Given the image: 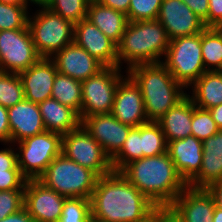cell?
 Wrapping results in <instances>:
<instances>
[{
    "instance_id": "6da1fadb",
    "label": "cell",
    "mask_w": 222,
    "mask_h": 222,
    "mask_svg": "<svg viewBox=\"0 0 222 222\" xmlns=\"http://www.w3.org/2000/svg\"><path fill=\"white\" fill-rule=\"evenodd\" d=\"M155 207L119 171L98 177L90 198L91 216L104 222H138Z\"/></svg>"
},
{
    "instance_id": "7a4b0ae2",
    "label": "cell",
    "mask_w": 222,
    "mask_h": 222,
    "mask_svg": "<svg viewBox=\"0 0 222 222\" xmlns=\"http://www.w3.org/2000/svg\"><path fill=\"white\" fill-rule=\"evenodd\" d=\"M119 172L156 206H170L188 186L167 152L133 160Z\"/></svg>"
},
{
    "instance_id": "3957f363",
    "label": "cell",
    "mask_w": 222,
    "mask_h": 222,
    "mask_svg": "<svg viewBox=\"0 0 222 222\" xmlns=\"http://www.w3.org/2000/svg\"><path fill=\"white\" fill-rule=\"evenodd\" d=\"M139 85L148 121H158L169 109L181 101L187 93L162 63L139 64L127 70Z\"/></svg>"
},
{
    "instance_id": "277c9868",
    "label": "cell",
    "mask_w": 222,
    "mask_h": 222,
    "mask_svg": "<svg viewBox=\"0 0 222 222\" xmlns=\"http://www.w3.org/2000/svg\"><path fill=\"white\" fill-rule=\"evenodd\" d=\"M170 39L162 24L155 20L128 22L117 44L118 67L122 60L129 66L126 70L139 64L161 63Z\"/></svg>"
},
{
    "instance_id": "5b68a950",
    "label": "cell",
    "mask_w": 222,
    "mask_h": 222,
    "mask_svg": "<svg viewBox=\"0 0 222 222\" xmlns=\"http://www.w3.org/2000/svg\"><path fill=\"white\" fill-rule=\"evenodd\" d=\"M98 176L88 168L68 159L62 153L57 156L38 178L45 186L67 198L90 199Z\"/></svg>"
},
{
    "instance_id": "8992f818",
    "label": "cell",
    "mask_w": 222,
    "mask_h": 222,
    "mask_svg": "<svg viewBox=\"0 0 222 222\" xmlns=\"http://www.w3.org/2000/svg\"><path fill=\"white\" fill-rule=\"evenodd\" d=\"M28 18V29L37 53L51 58L66 45L74 42L75 25L46 6Z\"/></svg>"
},
{
    "instance_id": "52a82bcc",
    "label": "cell",
    "mask_w": 222,
    "mask_h": 222,
    "mask_svg": "<svg viewBox=\"0 0 222 222\" xmlns=\"http://www.w3.org/2000/svg\"><path fill=\"white\" fill-rule=\"evenodd\" d=\"M162 64L174 79L185 88L190 87L205 71L201 33L170 40Z\"/></svg>"
},
{
    "instance_id": "ba28073f",
    "label": "cell",
    "mask_w": 222,
    "mask_h": 222,
    "mask_svg": "<svg viewBox=\"0 0 222 222\" xmlns=\"http://www.w3.org/2000/svg\"><path fill=\"white\" fill-rule=\"evenodd\" d=\"M18 144L17 160L21 174L27 180L38 179L48 165L61 154L62 135L45 131Z\"/></svg>"
},
{
    "instance_id": "9c48e42d",
    "label": "cell",
    "mask_w": 222,
    "mask_h": 222,
    "mask_svg": "<svg viewBox=\"0 0 222 222\" xmlns=\"http://www.w3.org/2000/svg\"><path fill=\"white\" fill-rule=\"evenodd\" d=\"M118 66L104 67L82 81V111L80 119L96 114L111 113L119 81L124 77Z\"/></svg>"
},
{
    "instance_id": "30bf717a",
    "label": "cell",
    "mask_w": 222,
    "mask_h": 222,
    "mask_svg": "<svg viewBox=\"0 0 222 222\" xmlns=\"http://www.w3.org/2000/svg\"><path fill=\"white\" fill-rule=\"evenodd\" d=\"M61 153L68 159L90 169L98 177L113 171L111 159L82 125L62 135Z\"/></svg>"
},
{
    "instance_id": "8fae6325",
    "label": "cell",
    "mask_w": 222,
    "mask_h": 222,
    "mask_svg": "<svg viewBox=\"0 0 222 222\" xmlns=\"http://www.w3.org/2000/svg\"><path fill=\"white\" fill-rule=\"evenodd\" d=\"M41 58L28 28L0 31V71L19 74Z\"/></svg>"
},
{
    "instance_id": "7c38bea8",
    "label": "cell",
    "mask_w": 222,
    "mask_h": 222,
    "mask_svg": "<svg viewBox=\"0 0 222 222\" xmlns=\"http://www.w3.org/2000/svg\"><path fill=\"white\" fill-rule=\"evenodd\" d=\"M66 198L38 179H30L25 183L24 207L35 222H58Z\"/></svg>"
},
{
    "instance_id": "4fadbf2b",
    "label": "cell",
    "mask_w": 222,
    "mask_h": 222,
    "mask_svg": "<svg viewBox=\"0 0 222 222\" xmlns=\"http://www.w3.org/2000/svg\"><path fill=\"white\" fill-rule=\"evenodd\" d=\"M81 125L101 145L110 159L120 151L133 128L118 121L111 113L84 117Z\"/></svg>"
},
{
    "instance_id": "5bb4252c",
    "label": "cell",
    "mask_w": 222,
    "mask_h": 222,
    "mask_svg": "<svg viewBox=\"0 0 222 222\" xmlns=\"http://www.w3.org/2000/svg\"><path fill=\"white\" fill-rule=\"evenodd\" d=\"M126 75L117 86L111 114L123 124L138 127L149 121L141 89L129 74Z\"/></svg>"
},
{
    "instance_id": "9a60e30c",
    "label": "cell",
    "mask_w": 222,
    "mask_h": 222,
    "mask_svg": "<svg viewBox=\"0 0 222 222\" xmlns=\"http://www.w3.org/2000/svg\"><path fill=\"white\" fill-rule=\"evenodd\" d=\"M157 19L170 40L199 34L206 28L204 22L182 0H163Z\"/></svg>"
},
{
    "instance_id": "2e32d148",
    "label": "cell",
    "mask_w": 222,
    "mask_h": 222,
    "mask_svg": "<svg viewBox=\"0 0 222 222\" xmlns=\"http://www.w3.org/2000/svg\"><path fill=\"white\" fill-rule=\"evenodd\" d=\"M74 43L105 67L118 66L117 45L89 20L84 19L75 24Z\"/></svg>"
},
{
    "instance_id": "e0dca14e",
    "label": "cell",
    "mask_w": 222,
    "mask_h": 222,
    "mask_svg": "<svg viewBox=\"0 0 222 222\" xmlns=\"http://www.w3.org/2000/svg\"><path fill=\"white\" fill-rule=\"evenodd\" d=\"M50 59L55 63L58 72L81 82L105 67L74 42L56 52Z\"/></svg>"
},
{
    "instance_id": "ac0fdd59",
    "label": "cell",
    "mask_w": 222,
    "mask_h": 222,
    "mask_svg": "<svg viewBox=\"0 0 222 222\" xmlns=\"http://www.w3.org/2000/svg\"><path fill=\"white\" fill-rule=\"evenodd\" d=\"M202 149L203 142L192 135L167 143V153L174 162L176 170L187 185L201 170Z\"/></svg>"
},
{
    "instance_id": "d6986e66",
    "label": "cell",
    "mask_w": 222,
    "mask_h": 222,
    "mask_svg": "<svg viewBox=\"0 0 222 222\" xmlns=\"http://www.w3.org/2000/svg\"><path fill=\"white\" fill-rule=\"evenodd\" d=\"M57 72L56 65L50 58H41L27 70L20 72L25 99L33 103L50 99Z\"/></svg>"
},
{
    "instance_id": "ffe728a7",
    "label": "cell",
    "mask_w": 222,
    "mask_h": 222,
    "mask_svg": "<svg viewBox=\"0 0 222 222\" xmlns=\"http://www.w3.org/2000/svg\"><path fill=\"white\" fill-rule=\"evenodd\" d=\"M183 222H212L215 205L206 188L187 186L170 205Z\"/></svg>"
},
{
    "instance_id": "44dd1931",
    "label": "cell",
    "mask_w": 222,
    "mask_h": 222,
    "mask_svg": "<svg viewBox=\"0 0 222 222\" xmlns=\"http://www.w3.org/2000/svg\"><path fill=\"white\" fill-rule=\"evenodd\" d=\"M8 110L10 144L46 131L38 103L23 99Z\"/></svg>"
},
{
    "instance_id": "7402d4cb",
    "label": "cell",
    "mask_w": 222,
    "mask_h": 222,
    "mask_svg": "<svg viewBox=\"0 0 222 222\" xmlns=\"http://www.w3.org/2000/svg\"><path fill=\"white\" fill-rule=\"evenodd\" d=\"M202 167L188 184L193 188H207L222 179V129L203 141Z\"/></svg>"
},
{
    "instance_id": "603a6c76",
    "label": "cell",
    "mask_w": 222,
    "mask_h": 222,
    "mask_svg": "<svg viewBox=\"0 0 222 222\" xmlns=\"http://www.w3.org/2000/svg\"><path fill=\"white\" fill-rule=\"evenodd\" d=\"M193 106L194 102L187 94L156 121L162 129L167 143L191 136Z\"/></svg>"
},
{
    "instance_id": "cb8c5ba5",
    "label": "cell",
    "mask_w": 222,
    "mask_h": 222,
    "mask_svg": "<svg viewBox=\"0 0 222 222\" xmlns=\"http://www.w3.org/2000/svg\"><path fill=\"white\" fill-rule=\"evenodd\" d=\"M38 106L46 131L64 135L81 126L79 114L55 99H47Z\"/></svg>"
},
{
    "instance_id": "d4e9b609",
    "label": "cell",
    "mask_w": 222,
    "mask_h": 222,
    "mask_svg": "<svg viewBox=\"0 0 222 222\" xmlns=\"http://www.w3.org/2000/svg\"><path fill=\"white\" fill-rule=\"evenodd\" d=\"M86 19L94 24L116 45L120 42L128 24L125 13L104 6L96 0L90 1Z\"/></svg>"
},
{
    "instance_id": "484cf974",
    "label": "cell",
    "mask_w": 222,
    "mask_h": 222,
    "mask_svg": "<svg viewBox=\"0 0 222 222\" xmlns=\"http://www.w3.org/2000/svg\"><path fill=\"white\" fill-rule=\"evenodd\" d=\"M193 94L189 97L201 109H210L222 104V74L205 71L192 85Z\"/></svg>"
},
{
    "instance_id": "4316f807",
    "label": "cell",
    "mask_w": 222,
    "mask_h": 222,
    "mask_svg": "<svg viewBox=\"0 0 222 222\" xmlns=\"http://www.w3.org/2000/svg\"><path fill=\"white\" fill-rule=\"evenodd\" d=\"M51 98L74 109L80 115L82 111V82L57 72Z\"/></svg>"
},
{
    "instance_id": "83f0119b",
    "label": "cell",
    "mask_w": 222,
    "mask_h": 222,
    "mask_svg": "<svg viewBox=\"0 0 222 222\" xmlns=\"http://www.w3.org/2000/svg\"><path fill=\"white\" fill-rule=\"evenodd\" d=\"M201 48L206 71H216L222 61V27H206L201 32Z\"/></svg>"
},
{
    "instance_id": "f1b7e54d",
    "label": "cell",
    "mask_w": 222,
    "mask_h": 222,
    "mask_svg": "<svg viewBox=\"0 0 222 222\" xmlns=\"http://www.w3.org/2000/svg\"><path fill=\"white\" fill-rule=\"evenodd\" d=\"M141 150L142 158L167 152V142L157 122L149 121L141 125Z\"/></svg>"
},
{
    "instance_id": "f546056e",
    "label": "cell",
    "mask_w": 222,
    "mask_h": 222,
    "mask_svg": "<svg viewBox=\"0 0 222 222\" xmlns=\"http://www.w3.org/2000/svg\"><path fill=\"white\" fill-rule=\"evenodd\" d=\"M142 158L141 125L133 127L120 151L111 159L113 171H120L133 160Z\"/></svg>"
},
{
    "instance_id": "4dcf8cb0",
    "label": "cell",
    "mask_w": 222,
    "mask_h": 222,
    "mask_svg": "<svg viewBox=\"0 0 222 222\" xmlns=\"http://www.w3.org/2000/svg\"><path fill=\"white\" fill-rule=\"evenodd\" d=\"M25 98L19 74L0 71V105L10 108Z\"/></svg>"
},
{
    "instance_id": "1f68e13d",
    "label": "cell",
    "mask_w": 222,
    "mask_h": 222,
    "mask_svg": "<svg viewBox=\"0 0 222 222\" xmlns=\"http://www.w3.org/2000/svg\"><path fill=\"white\" fill-rule=\"evenodd\" d=\"M91 0H51L46 6L74 25L86 19Z\"/></svg>"
},
{
    "instance_id": "d6a6232c",
    "label": "cell",
    "mask_w": 222,
    "mask_h": 222,
    "mask_svg": "<svg viewBox=\"0 0 222 222\" xmlns=\"http://www.w3.org/2000/svg\"><path fill=\"white\" fill-rule=\"evenodd\" d=\"M28 6L0 2V31L28 28Z\"/></svg>"
},
{
    "instance_id": "836d02e7",
    "label": "cell",
    "mask_w": 222,
    "mask_h": 222,
    "mask_svg": "<svg viewBox=\"0 0 222 222\" xmlns=\"http://www.w3.org/2000/svg\"><path fill=\"white\" fill-rule=\"evenodd\" d=\"M191 130V135L203 142L220 129L217 127L209 110L201 109L194 105Z\"/></svg>"
},
{
    "instance_id": "e575fe53",
    "label": "cell",
    "mask_w": 222,
    "mask_h": 222,
    "mask_svg": "<svg viewBox=\"0 0 222 222\" xmlns=\"http://www.w3.org/2000/svg\"><path fill=\"white\" fill-rule=\"evenodd\" d=\"M91 216L90 199L66 198L58 222H86Z\"/></svg>"
},
{
    "instance_id": "d590c367",
    "label": "cell",
    "mask_w": 222,
    "mask_h": 222,
    "mask_svg": "<svg viewBox=\"0 0 222 222\" xmlns=\"http://www.w3.org/2000/svg\"><path fill=\"white\" fill-rule=\"evenodd\" d=\"M163 0H130L128 22L155 20L158 18Z\"/></svg>"
},
{
    "instance_id": "8d00e7d4",
    "label": "cell",
    "mask_w": 222,
    "mask_h": 222,
    "mask_svg": "<svg viewBox=\"0 0 222 222\" xmlns=\"http://www.w3.org/2000/svg\"><path fill=\"white\" fill-rule=\"evenodd\" d=\"M24 208V190L0 191V220Z\"/></svg>"
},
{
    "instance_id": "74e56055",
    "label": "cell",
    "mask_w": 222,
    "mask_h": 222,
    "mask_svg": "<svg viewBox=\"0 0 222 222\" xmlns=\"http://www.w3.org/2000/svg\"><path fill=\"white\" fill-rule=\"evenodd\" d=\"M26 181L20 170L0 172V191L24 190Z\"/></svg>"
},
{
    "instance_id": "f35d334b",
    "label": "cell",
    "mask_w": 222,
    "mask_h": 222,
    "mask_svg": "<svg viewBox=\"0 0 222 222\" xmlns=\"http://www.w3.org/2000/svg\"><path fill=\"white\" fill-rule=\"evenodd\" d=\"M6 170H20L17 153L11 147L0 150V172H5Z\"/></svg>"
},
{
    "instance_id": "ab89813d",
    "label": "cell",
    "mask_w": 222,
    "mask_h": 222,
    "mask_svg": "<svg viewBox=\"0 0 222 222\" xmlns=\"http://www.w3.org/2000/svg\"><path fill=\"white\" fill-rule=\"evenodd\" d=\"M208 27L209 0H182Z\"/></svg>"
},
{
    "instance_id": "60d3db41",
    "label": "cell",
    "mask_w": 222,
    "mask_h": 222,
    "mask_svg": "<svg viewBox=\"0 0 222 222\" xmlns=\"http://www.w3.org/2000/svg\"><path fill=\"white\" fill-rule=\"evenodd\" d=\"M208 27H222V0H209Z\"/></svg>"
},
{
    "instance_id": "b9f144b4",
    "label": "cell",
    "mask_w": 222,
    "mask_h": 222,
    "mask_svg": "<svg viewBox=\"0 0 222 222\" xmlns=\"http://www.w3.org/2000/svg\"><path fill=\"white\" fill-rule=\"evenodd\" d=\"M0 142L10 143L8 110L2 105H0Z\"/></svg>"
},
{
    "instance_id": "7bdbcfd3",
    "label": "cell",
    "mask_w": 222,
    "mask_h": 222,
    "mask_svg": "<svg viewBox=\"0 0 222 222\" xmlns=\"http://www.w3.org/2000/svg\"><path fill=\"white\" fill-rule=\"evenodd\" d=\"M159 222H183L171 206H159Z\"/></svg>"
},
{
    "instance_id": "ee69618b",
    "label": "cell",
    "mask_w": 222,
    "mask_h": 222,
    "mask_svg": "<svg viewBox=\"0 0 222 222\" xmlns=\"http://www.w3.org/2000/svg\"><path fill=\"white\" fill-rule=\"evenodd\" d=\"M206 189L212 195L215 207L222 209V179L212 183Z\"/></svg>"
},
{
    "instance_id": "f6af8a7d",
    "label": "cell",
    "mask_w": 222,
    "mask_h": 222,
    "mask_svg": "<svg viewBox=\"0 0 222 222\" xmlns=\"http://www.w3.org/2000/svg\"><path fill=\"white\" fill-rule=\"evenodd\" d=\"M104 6L110 7L114 10L128 13L130 0H96Z\"/></svg>"
},
{
    "instance_id": "bcb514c9",
    "label": "cell",
    "mask_w": 222,
    "mask_h": 222,
    "mask_svg": "<svg viewBox=\"0 0 222 222\" xmlns=\"http://www.w3.org/2000/svg\"><path fill=\"white\" fill-rule=\"evenodd\" d=\"M0 222H35V220L29 215L27 209L24 207L18 212L8 215L6 218L0 220Z\"/></svg>"
},
{
    "instance_id": "7dc6e473",
    "label": "cell",
    "mask_w": 222,
    "mask_h": 222,
    "mask_svg": "<svg viewBox=\"0 0 222 222\" xmlns=\"http://www.w3.org/2000/svg\"><path fill=\"white\" fill-rule=\"evenodd\" d=\"M208 110L211 113L212 118L215 121L217 127L221 130L222 129V104L214 106Z\"/></svg>"
},
{
    "instance_id": "c3c4849f",
    "label": "cell",
    "mask_w": 222,
    "mask_h": 222,
    "mask_svg": "<svg viewBox=\"0 0 222 222\" xmlns=\"http://www.w3.org/2000/svg\"><path fill=\"white\" fill-rule=\"evenodd\" d=\"M138 222H159V206H156L151 213Z\"/></svg>"
},
{
    "instance_id": "681fc988",
    "label": "cell",
    "mask_w": 222,
    "mask_h": 222,
    "mask_svg": "<svg viewBox=\"0 0 222 222\" xmlns=\"http://www.w3.org/2000/svg\"><path fill=\"white\" fill-rule=\"evenodd\" d=\"M0 2L16 6H29L28 3H30L28 0H0Z\"/></svg>"
},
{
    "instance_id": "f907efd6",
    "label": "cell",
    "mask_w": 222,
    "mask_h": 222,
    "mask_svg": "<svg viewBox=\"0 0 222 222\" xmlns=\"http://www.w3.org/2000/svg\"><path fill=\"white\" fill-rule=\"evenodd\" d=\"M212 222H222V209L215 207Z\"/></svg>"
},
{
    "instance_id": "816d5d0a",
    "label": "cell",
    "mask_w": 222,
    "mask_h": 222,
    "mask_svg": "<svg viewBox=\"0 0 222 222\" xmlns=\"http://www.w3.org/2000/svg\"><path fill=\"white\" fill-rule=\"evenodd\" d=\"M28 1L37 4L41 8L42 6H47L51 0H28Z\"/></svg>"
},
{
    "instance_id": "f5cc1de1",
    "label": "cell",
    "mask_w": 222,
    "mask_h": 222,
    "mask_svg": "<svg viewBox=\"0 0 222 222\" xmlns=\"http://www.w3.org/2000/svg\"><path fill=\"white\" fill-rule=\"evenodd\" d=\"M86 222H104V221H102V220H98V219H96V218L90 216V217L87 219Z\"/></svg>"
},
{
    "instance_id": "db71d44e",
    "label": "cell",
    "mask_w": 222,
    "mask_h": 222,
    "mask_svg": "<svg viewBox=\"0 0 222 222\" xmlns=\"http://www.w3.org/2000/svg\"><path fill=\"white\" fill-rule=\"evenodd\" d=\"M219 74H222V61L221 64L219 65L218 69L216 70Z\"/></svg>"
}]
</instances>
